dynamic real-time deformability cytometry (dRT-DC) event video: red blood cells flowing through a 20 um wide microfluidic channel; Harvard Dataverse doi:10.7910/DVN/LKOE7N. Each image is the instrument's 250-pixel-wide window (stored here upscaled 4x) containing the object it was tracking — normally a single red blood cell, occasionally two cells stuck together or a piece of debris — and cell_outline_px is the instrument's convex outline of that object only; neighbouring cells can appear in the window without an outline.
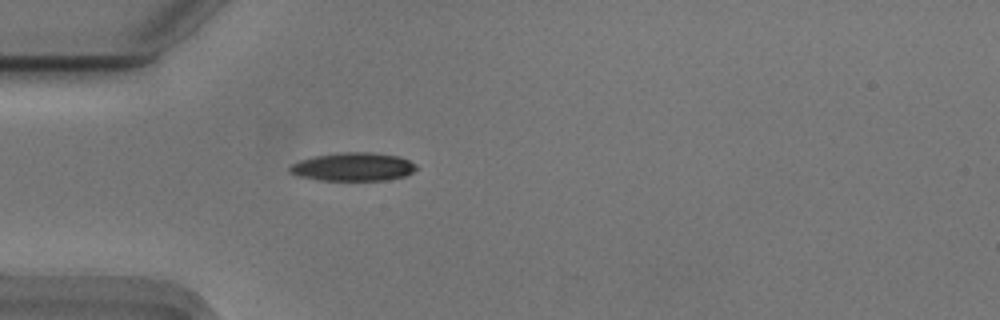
{"species": "Egyptian fruit bat (a non-hibernating species)", "species_latin": "Rousettus aegyptiacus", "temperature_condition": "cold", "stored_images_in_passage": 36, "camera_frame_rate_fps": 3000, "um_per_image_px": 0.085, "animal": {"sex": "male"}, "frame": {"image": 1, "passage_image": 1, "time_ms": 0.0, "image_size_px": [1000, 320], "cell_outline_px": [[416, 168], [412, 172], [404, 176], [388, 180], [320, 180], [296, 176], [288, 172], [288, 168], [292, 164], [300, 160], [316, 156], [344, 152], [372, 152], [400, 156], [416, 164]], "centroid_in_image_um": [30.0, 14.18], "position_along_channel_um": 55.0, "area_um2": 20.92}}
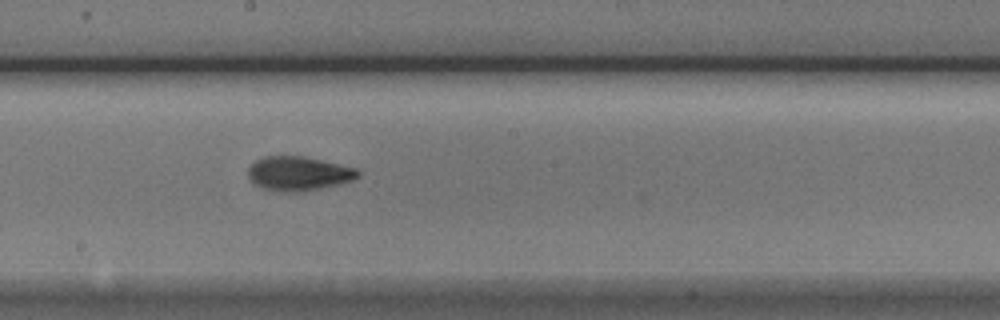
{"frame": {"image": 2, "passage_image": 15, "time_ms": 4.667, "image_size_px": [1000, 320], "cell_outline_px": [[360, 176], [352, 180], [340, 184], [300, 192], [284, 192], [264, 188], [252, 184], [248, 176], [248, 168], [256, 160], [264, 156], [304, 156], [356, 168], [360, 172]], "centroid_in_image_um": [25.36, 14.75], "position_along_channel_um": 222.8, "area_um2": 21.91}}
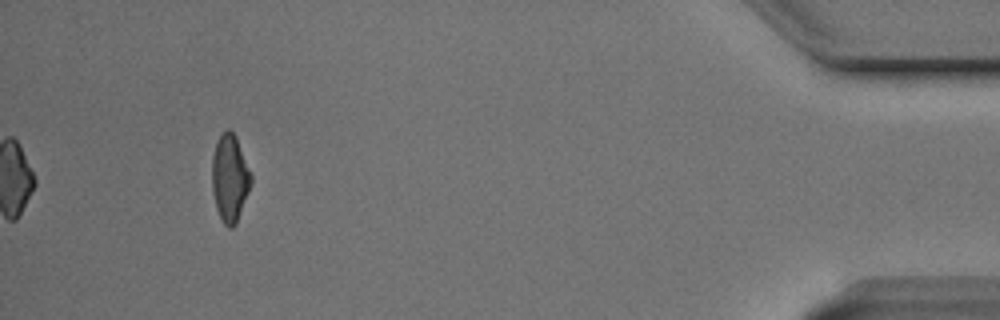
{"frame": {"image": 3, "passage_image": 36, "time_ms": 11.667, "image_size_px": [1000, 320], "cell_outline_px": [[252, 184], [236, 224], [232, 228], [228, 228], [224, 224], [216, 208], [212, 192], [212, 156], [216, 144], [220, 136], [228, 128], [236, 136], [252, 176]], "centroid_in_image_um": [19.54, 15.17], "position_along_channel_um": 415.7, "area_um2": 19.83}, "authors_computed_cell_mechanics": {"area_um2": 20.6635, "velocity_mm_per_s": 3.7457, "shape_relaxation_time_tau1_ms": 3.6163, "shape_relaxation_time_tau2_ms": 2.7833, "deformation_change_tau1": 0.1502, "deformation_change_tau2": 0.0921}}